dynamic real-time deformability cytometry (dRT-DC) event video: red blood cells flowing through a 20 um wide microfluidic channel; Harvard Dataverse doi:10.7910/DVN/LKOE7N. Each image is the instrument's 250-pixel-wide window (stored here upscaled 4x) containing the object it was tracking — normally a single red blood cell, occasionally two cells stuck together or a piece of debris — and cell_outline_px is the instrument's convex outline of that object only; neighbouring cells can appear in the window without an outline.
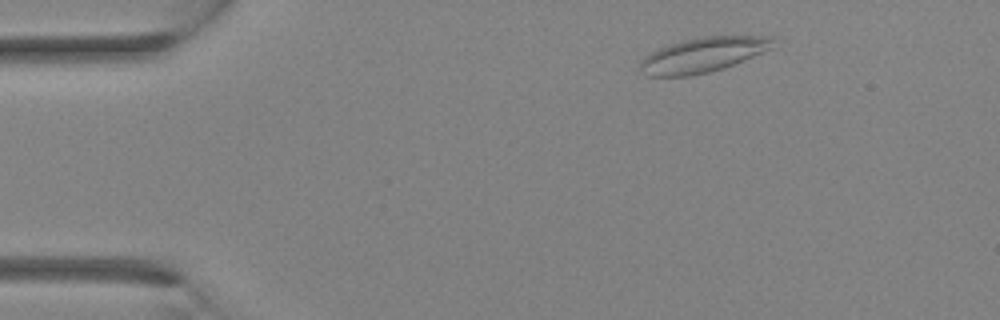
{"species": "Egyptian fruit bat (a non-hibernating species)", "species_latin": "Rousettus aegyptiacus", "temperature_condition": "room temperature", "stored_images_in_passage": 31, "camera_frame_rate_fps": 3000, "um_per_image_px": 0.085, "animal": {"sex": "female"}, "frame": {"image": 1, "passage_image": 3, "time_ms": 0.667, "image_size_px": [1000, 320], "cell_outline_px": [[776, 48], [724, 68], [708, 72], [688, 76], [644, 76], [636, 68], [640, 60], [644, 56], [668, 44], [680, 40], [704, 36], [776, 36]], "centroid_in_image_um": [59.78, 4.66], "position_along_channel_um": 25.2, "area_um2": 27.74}}
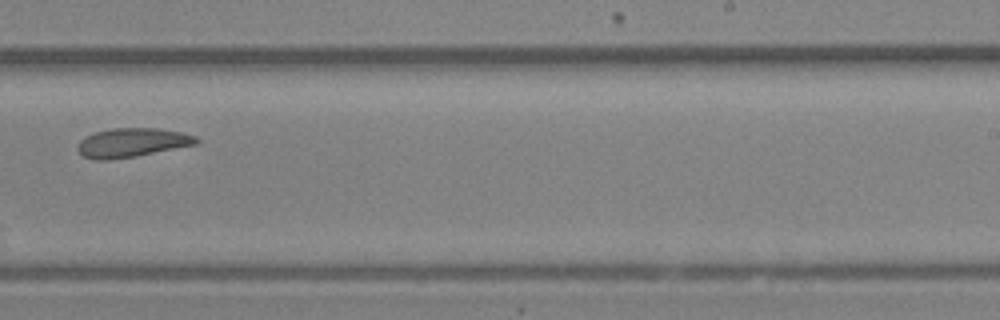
{"frame": {"image": 2, "passage_image": 19, "time_ms": 6.0, "image_size_px": [1000, 320], "cell_outline_px": [[200, 144], [136, 156], [108, 160], [92, 160], [84, 156], [76, 148], [80, 140], [84, 136], [96, 132], [112, 128], [156, 128], [184, 132], [196, 136], [200, 140]], "centroid_in_image_um": [11.26, 12.12], "position_along_channel_um": 277.7, "area_um2": 20.35}}
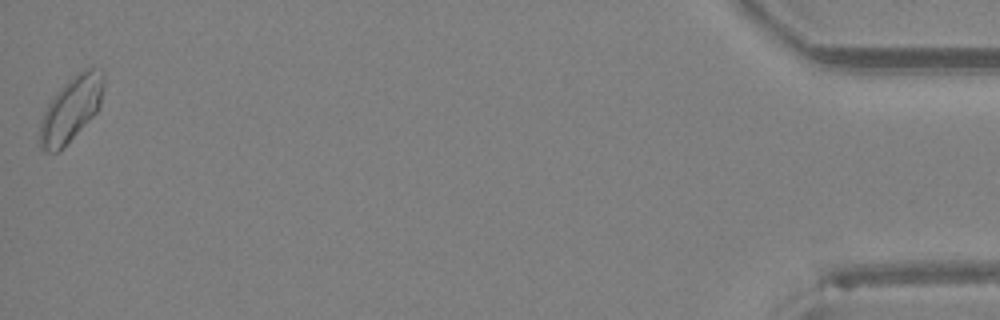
{"frame": {"image": 3, "passage_image": 31, "time_ms": 10.0, "image_size_px": [1000, 320], "cell_outline_px": [[104, 84], [100, 104], [96, 112], [60, 152], [48, 152], [40, 148], [40, 124], [44, 112], [52, 96], [76, 72], [84, 68], [92, 68], [104, 72]], "centroid_in_image_um": [6.04, 9.26], "position_along_channel_um": 429.2, "area_um2": 23.99}}